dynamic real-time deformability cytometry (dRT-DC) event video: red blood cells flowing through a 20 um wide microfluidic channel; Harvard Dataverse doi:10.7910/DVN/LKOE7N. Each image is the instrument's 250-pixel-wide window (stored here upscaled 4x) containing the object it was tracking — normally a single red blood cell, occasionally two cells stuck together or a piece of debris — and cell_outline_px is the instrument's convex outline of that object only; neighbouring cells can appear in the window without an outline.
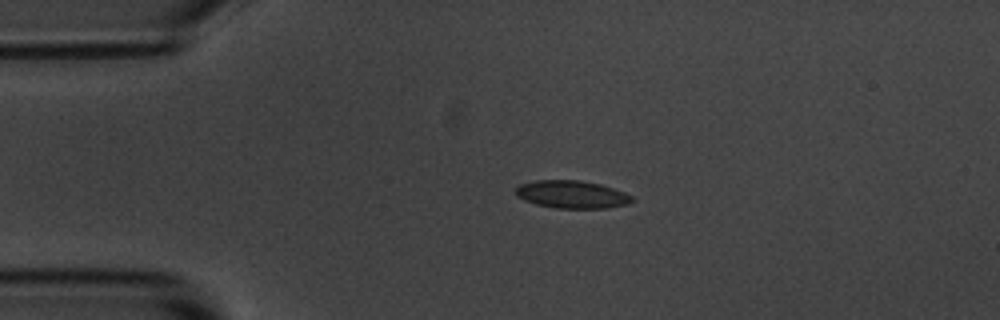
{"species": "common noctule bat (a hibernating species)", "species_latin": "Nyctalus noctula", "temperature_condition": "room temperature", "stored_images_in_passage": 3, "camera_frame_rate_fps": 3000, "um_per_image_px": 0.085, "animal": {"sex": "male", "body_mass_g": 20.1, "forearm_length_mm": 53.5}, "frame": {"image": 1, "passage_image": 2, "time_ms": 1.0, "image_size_px": [1000, 320], "cell_outline_px": [[636, 200], [628, 204], [608, 208], [556, 208], [536, 204], [524, 200], [516, 196], [516, 188], [520, 184], [536, 180], [580, 180], [600, 184], [624, 192], [632, 196]], "centroid_in_image_um": [48.62, 16.53], "position_along_channel_um": 36.4, "area_um2": 18.84}}